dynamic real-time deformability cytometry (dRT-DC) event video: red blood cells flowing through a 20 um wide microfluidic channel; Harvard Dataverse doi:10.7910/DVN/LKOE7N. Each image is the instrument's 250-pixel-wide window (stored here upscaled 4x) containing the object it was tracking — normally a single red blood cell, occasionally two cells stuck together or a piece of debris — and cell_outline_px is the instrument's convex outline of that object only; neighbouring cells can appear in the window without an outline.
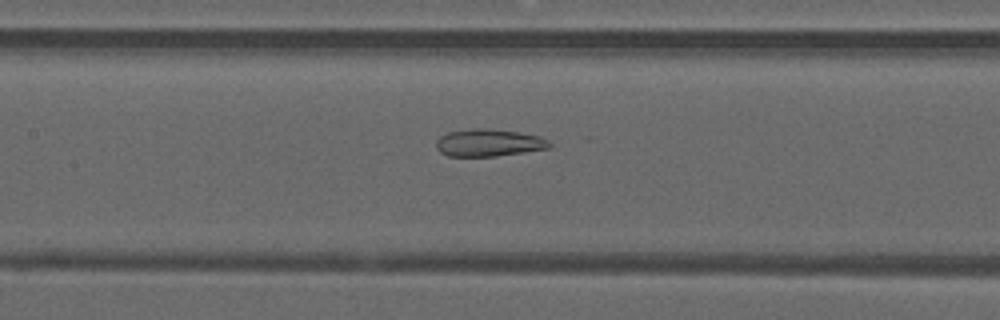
{"species": "common noctule bat (a hibernating species)", "species_latin": "Nyctalus noctula", "temperature_condition": "warm", "stored_images_in_passage": 39, "camera_frame_rate_fps": 3000, "um_per_image_px": 0.085, "animal": {"sex": "male", "forearm_length_mm": 52.5}, "frame": {"image": 1, "passage_image": 13, "time_ms": 4.0, "image_size_px": [1000, 320], "cell_outline_px": [[552, 144], [548, 148], [524, 152], [496, 156], [448, 156], [440, 152], [436, 148], [436, 140], [440, 136], [448, 132], [476, 128], [492, 128], [540, 136], [548, 140]], "centroid_in_image_um": [41.52, 12.13], "position_along_channel_um": 165.9, "area_um2": 18.03}}
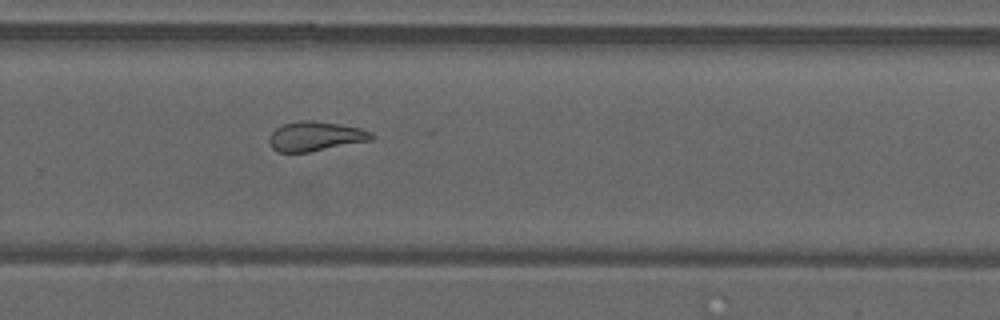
{"frame": {"image": 2, "passage_image": 23, "time_ms": 7.333, "image_size_px": [1000, 320], "cell_outline_px": [[376, 136], [372, 140], [308, 152], [276, 152], [268, 144], [268, 136], [276, 128], [284, 124], [300, 120], [312, 120], [340, 124], [360, 128], [372, 132]], "centroid_in_image_um": [26.8, 11.58], "position_along_channel_um": 303.0, "area_um2": 17.74}}
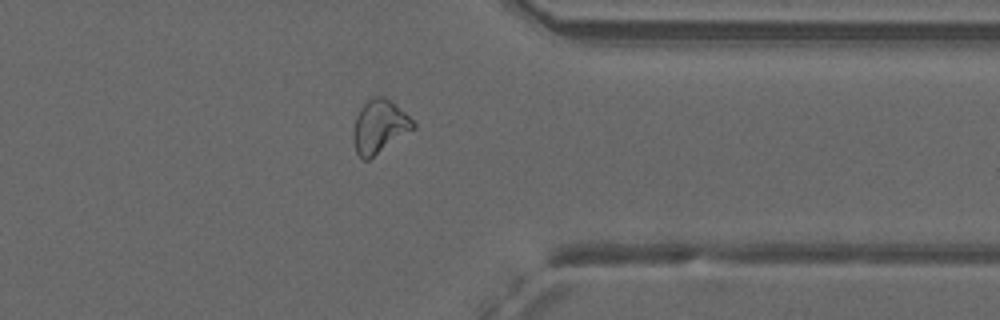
{"frame": {"image": 3, "passage_image": 29, "time_ms": 9.333, "image_size_px": [1000, 320], "cell_outline_px": [[416, 128], [368, 160], [364, 160], [356, 152], [352, 140], [352, 132], [356, 116], [360, 108], [372, 96], [384, 96], [404, 112], [416, 124]], "centroid_in_image_um": [32.23, 10.77], "position_along_channel_um": 379.2, "area_um2": 18.55}, "authors_computed_cell_mechanics": {"area_um2": 18.496, "velocity_mm_per_s": 4.1452, "shape_relaxation_time_tau1_ms": null, "shape_relaxation_time_tau2_ms": 2.6903, "deformation_change_tau1": null, "deformation_change_tau2": 0.0899}}